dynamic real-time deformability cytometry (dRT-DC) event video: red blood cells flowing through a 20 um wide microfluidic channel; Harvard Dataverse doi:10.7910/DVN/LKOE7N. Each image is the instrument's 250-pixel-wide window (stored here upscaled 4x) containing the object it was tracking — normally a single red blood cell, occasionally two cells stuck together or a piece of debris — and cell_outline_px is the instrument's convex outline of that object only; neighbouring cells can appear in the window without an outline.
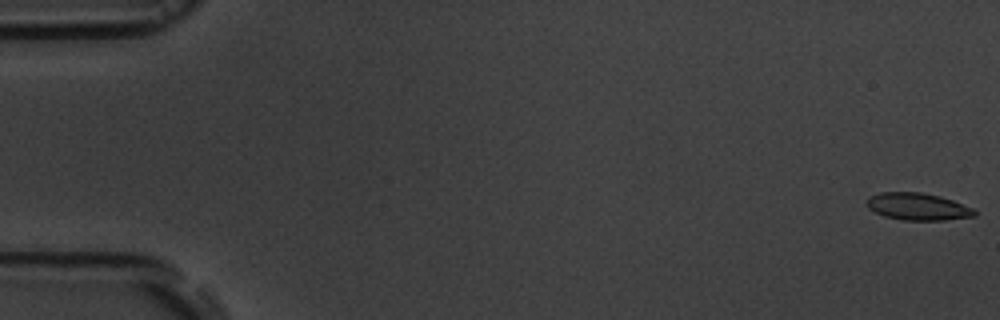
{"species": "common noctule bat (a hibernating species)", "species_latin": "Nyctalus noctula", "temperature_condition": "room temperature", "stored_images_in_passage": 6, "camera_frame_rate_fps": 3000, "um_per_image_px": 0.085, "animal": {"sex": "male", "body_mass_g": 19.5, "forearm_length_mm": 54.6}, "frame": {"image": 1, "passage_image": 1, "time_ms": 0.0, "image_size_px": [1000, 320], "cell_outline_px": [[976, 216], [944, 220], [904, 220], [884, 216], [868, 208], [868, 196], [880, 192], [920, 192], [940, 196], [952, 200], [972, 208], [976, 212]], "centroid_in_image_um": [78.0, 17.56], "position_along_channel_um": 7.0, "area_um2": 16.94}}